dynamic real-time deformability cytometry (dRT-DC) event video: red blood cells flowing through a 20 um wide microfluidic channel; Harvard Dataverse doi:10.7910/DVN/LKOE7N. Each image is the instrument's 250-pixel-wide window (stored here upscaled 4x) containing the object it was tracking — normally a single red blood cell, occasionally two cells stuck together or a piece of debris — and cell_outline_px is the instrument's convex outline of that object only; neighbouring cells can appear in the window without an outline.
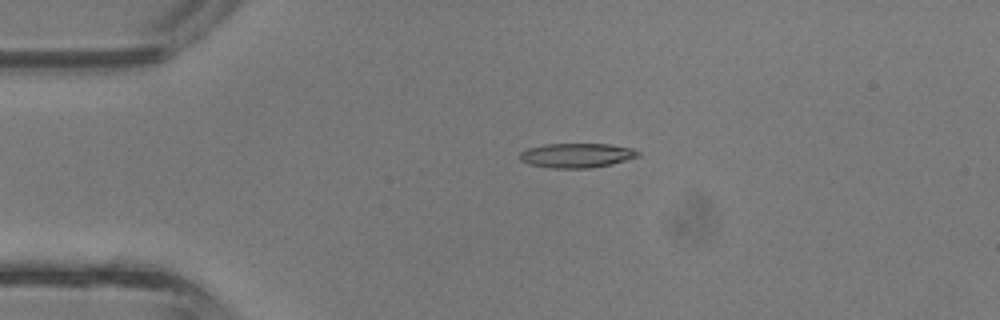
{"species": "common noctule bat (a hibernating species)", "species_latin": "Nyctalus noctula", "temperature_condition": "room temperature", "stored_images_in_passage": 30, "camera_frame_rate_fps": 3000, "um_per_image_px": 0.085, "animal": {"sex": "male", "body_mass_g": 13.3}, "frame": {"image": 1, "passage_image": 1, "time_ms": 0.0, "image_size_px": [1000, 320], "cell_outline_px": [[640, 156], [612, 164], [592, 168], [552, 168], [528, 164], [520, 160], [520, 152], [528, 148], [544, 144], [608, 144], [632, 148], [640, 152]], "centroid_in_image_um": [49.02, 13.21], "position_along_channel_um": 36.0, "area_um2": 16.94}}
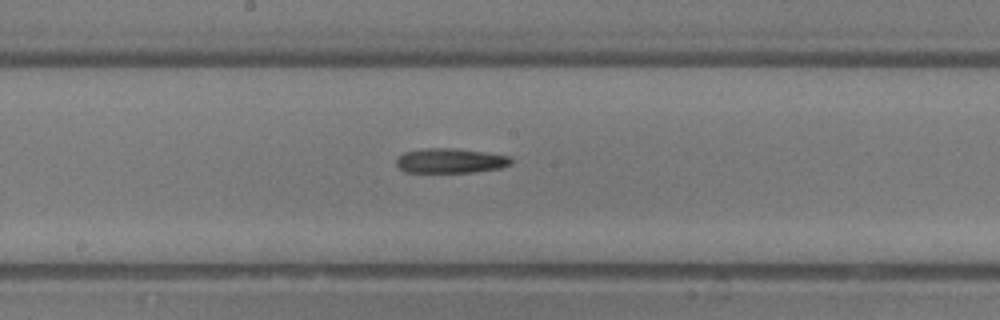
{"frame": {"image": 2, "passage_image": 14, "time_ms": 4.333, "image_size_px": [1000, 320], "cell_outline_px": [[512, 164], [500, 168], [472, 172], [404, 172], [396, 164], [396, 160], [404, 152], [420, 148], [456, 148], [512, 156]], "centroid_in_image_um": [38.3, 13.65], "position_along_channel_um": 209.9, "area_um2": 16.65}}
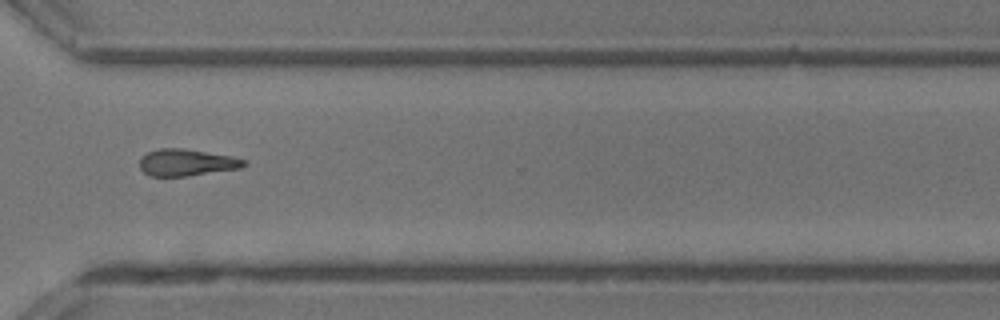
{"frame": {"image": 3, "passage_image": 23, "time_ms": 7.333, "image_size_px": [1000, 320], "cell_outline_px": [[248, 164], [240, 168], [188, 176], [148, 176], [140, 168], [140, 156], [148, 152], [160, 148], [184, 148], [232, 156], [248, 160]], "centroid_in_image_um": [15.87, 13.81], "position_along_channel_um": 354.7, "area_um2": 16.47}}